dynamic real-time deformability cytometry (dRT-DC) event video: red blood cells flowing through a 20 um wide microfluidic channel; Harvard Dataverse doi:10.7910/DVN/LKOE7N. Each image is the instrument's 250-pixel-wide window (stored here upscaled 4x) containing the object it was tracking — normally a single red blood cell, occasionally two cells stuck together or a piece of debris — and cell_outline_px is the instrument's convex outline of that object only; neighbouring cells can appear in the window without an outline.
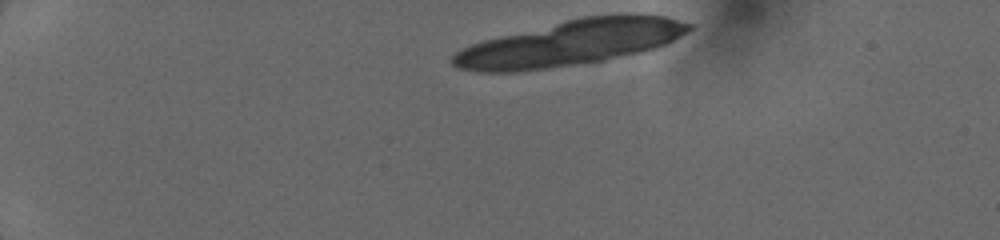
{"species": "human", "species_latin": "Homo sapiens", "temperature_condition": "cold", "stored_images_in_passage": 15, "camera_frame_rate_fps": 3000, "um_per_image_px": 0.085, "donor": {"sex": "female"}, "frame": {"image": 1, "passage_image": 1, "time_ms": 0.0, "image_size_px": [1000, 240], "cell_outline_px": [[692, 28], [680, 36], [656, 48], [640, 52], [604, 60], [548, 68], [512, 72], [476, 72], [456, 68], [452, 64], [452, 56], [456, 52], [480, 40], [580, 16], [616, 12], [640, 12], [668, 16], [692, 24]], "centroid_in_image_um": [48.52, 3.6], "position_along_channel_um": 36.5, "area_um2": 63.46}}